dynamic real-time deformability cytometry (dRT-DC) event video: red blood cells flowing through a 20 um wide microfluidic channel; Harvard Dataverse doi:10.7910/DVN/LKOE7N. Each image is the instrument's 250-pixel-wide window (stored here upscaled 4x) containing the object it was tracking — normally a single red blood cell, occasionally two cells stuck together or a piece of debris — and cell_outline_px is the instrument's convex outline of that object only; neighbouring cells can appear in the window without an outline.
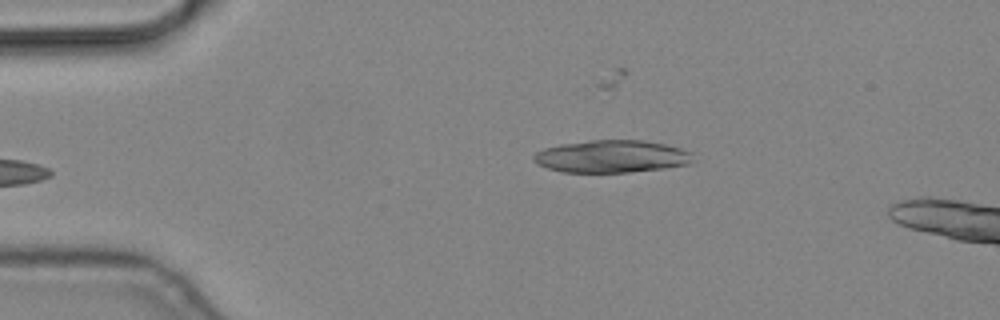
{"species": "common noctule bat (a hibernating species)", "species_latin": "Nyctalus noctula", "temperature_condition": "cold", "stored_images_in_passage": 6, "camera_frame_rate_fps": 3000, "um_per_image_px": 0.085, "animal": {"sex": "male", "body_mass_g": 19.2, "forearm_length_mm": 51.8}, "frame": {"image": 1, "passage_image": 6, "time_ms": 1.667, "image_size_px": [1000, 320], "cell_outline_px": [[696, 160], [688, 164], [664, 168], [628, 172], [564, 172], [548, 168], [536, 164], [532, 160], [532, 156], [536, 152], [544, 148], [560, 144], [588, 140], [644, 140], [664, 144], [680, 148], [692, 152]], "centroid_in_image_um": [51.99, 13.29], "position_along_channel_um": 33.0, "area_um2": 30.35}}